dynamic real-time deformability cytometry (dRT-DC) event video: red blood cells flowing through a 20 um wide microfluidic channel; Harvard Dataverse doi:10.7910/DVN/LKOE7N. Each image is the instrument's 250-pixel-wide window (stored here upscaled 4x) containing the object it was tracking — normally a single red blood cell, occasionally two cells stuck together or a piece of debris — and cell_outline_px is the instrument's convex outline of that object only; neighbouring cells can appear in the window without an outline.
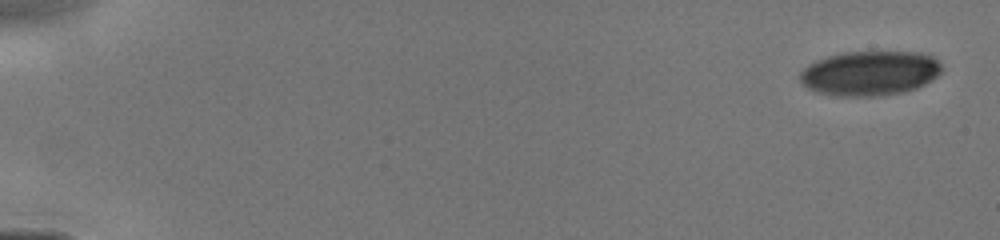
{"species": "human", "species_latin": "Homo sapiens", "temperature_condition": "cold", "stored_images_in_passage": 11, "camera_frame_rate_fps": 3000, "um_per_image_px": 0.085, "donor": {"sex": "male"}, "frame": {"image": 1, "passage_image": 1, "time_ms": 0.0, "image_size_px": [1000, 240], "cell_outline_px": [[940, 72], [932, 80], [916, 88], [904, 92], [876, 96], [836, 96], [816, 92], [808, 88], [800, 80], [800, 72], [808, 64], [816, 60], [828, 56], [844, 52], [916, 52], [932, 56], [940, 64]], "centroid_in_image_um": [73.91, 6.23], "position_along_channel_um": 11.1, "area_um2": 36.76}}
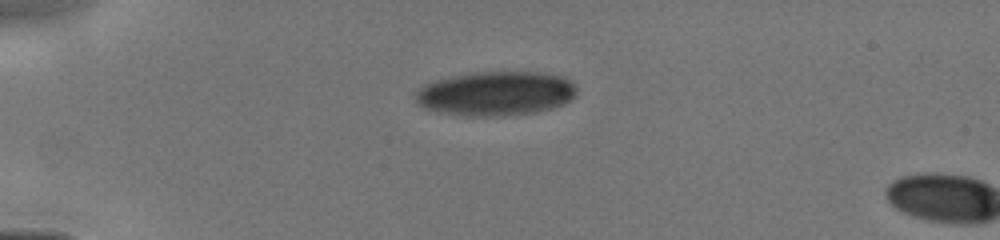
{"frame": {"image": 2, "passage_image": 9, "time_ms": 3.667, "image_size_px": [1000, 240], "cell_outline_px": [[576, 92], [564, 104], [552, 108], [536, 112], [500, 116], [460, 116], [436, 112], [424, 108], [416, 104], [416, 92], [424, 84], [436, 80], [452, 76], [472, 72], [536, 72], [560, 76], [572, 80], [576, 88]], "centroid_in_image_um": [42.1, 7.96], "position_along_channel_um": 42.9, "area_um2": 41.79}}